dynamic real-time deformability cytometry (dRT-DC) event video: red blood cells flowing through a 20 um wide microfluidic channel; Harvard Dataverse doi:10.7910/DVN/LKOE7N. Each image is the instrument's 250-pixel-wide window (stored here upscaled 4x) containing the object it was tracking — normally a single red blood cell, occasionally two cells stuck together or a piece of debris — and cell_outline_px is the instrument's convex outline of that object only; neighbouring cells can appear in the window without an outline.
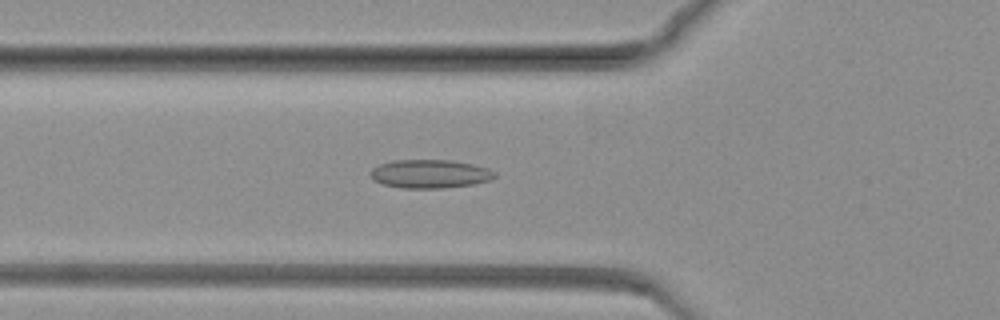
{"species": "common noctule bat (a hibernating species)", "species_latin": "Nyctalus noctula", "temperature_condition": "warm", "stored_images_in_passage": 83, "camera_frame_rate_fps": 3000, "um_per_image_px": 0.085, "animal": {"sex": "female", "body_mass_g": 19.3, "forearm_length_mm": 54.1}, "frame": {"image": 1, "passage_image": 30, "time_ms": 9.667, "image_size_px": [1000, 320], "cell_outline_px": [[496, 176], [488, 180], [472, 184], [440, 188], [400, 188], [384, 184], [372, 180], [368, 172], [372, 168], [380, 164], [396, 160], [452, 160], [472, 164], [488, 168], [496, 172]], "centroid_in_image_um": [36.5, 14.77], "position_along_channel_um": 89.3, "area_um2": 20.63}}
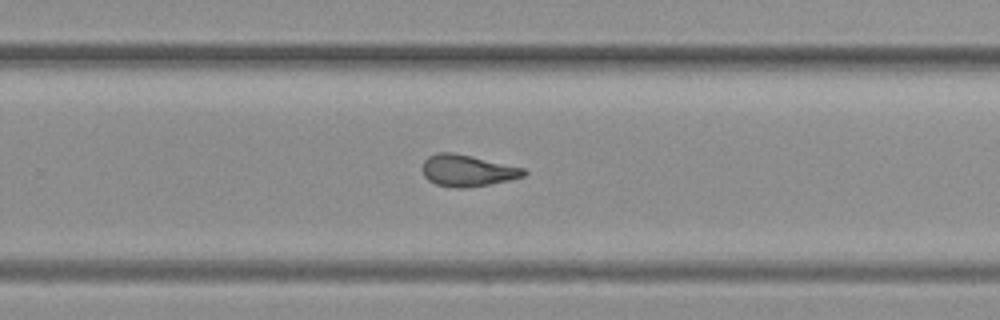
{"frame": {"image": 2, "passage_image": 54, "time_ms": 17.667, "image_size_px": [1000, 320], "cell_outline_px": [[528, 172], [524, 176], [512, 180], [488, 184], [460, 188], [452, 188], [436, 184], [428, 180], [424, 176], [420, 168], [424, 160], [428, 156], [436, 152], [452, 152], [524, 168]], "centroid_in_image_um": [39.68, 14.5], "position_along_channel_um": 290.1, "area_um2": 18.73}}
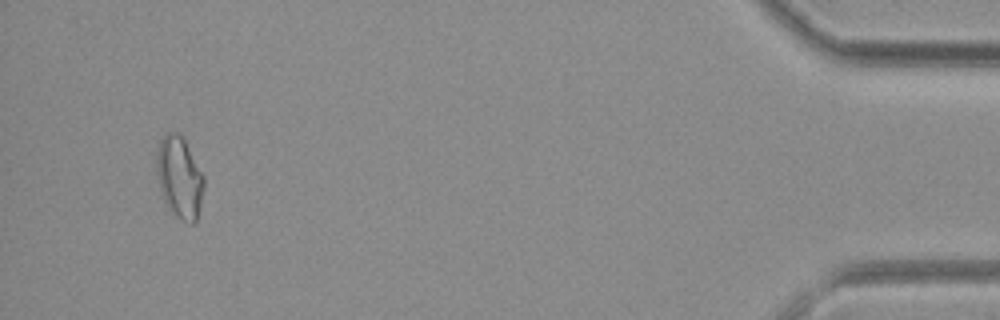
{"frame": {"image": 3, "passage_image": 79, "time_ms": 26.0, "image_size_px": [1000, 320], "cell_outline_px": [[204, 188], [200, 208], [196, 220], [192, 224], [188, 224], [172, 216], [164, 200], [160, 188], [156, 172], [156, 152], [160, 140], [168, 132], [176, 132], [184, 140], [204, 176]], "centroid_in_image_um": [15.25, 15.14], "position_along_channel_um": 420.0, "area_um2": 22.66}}